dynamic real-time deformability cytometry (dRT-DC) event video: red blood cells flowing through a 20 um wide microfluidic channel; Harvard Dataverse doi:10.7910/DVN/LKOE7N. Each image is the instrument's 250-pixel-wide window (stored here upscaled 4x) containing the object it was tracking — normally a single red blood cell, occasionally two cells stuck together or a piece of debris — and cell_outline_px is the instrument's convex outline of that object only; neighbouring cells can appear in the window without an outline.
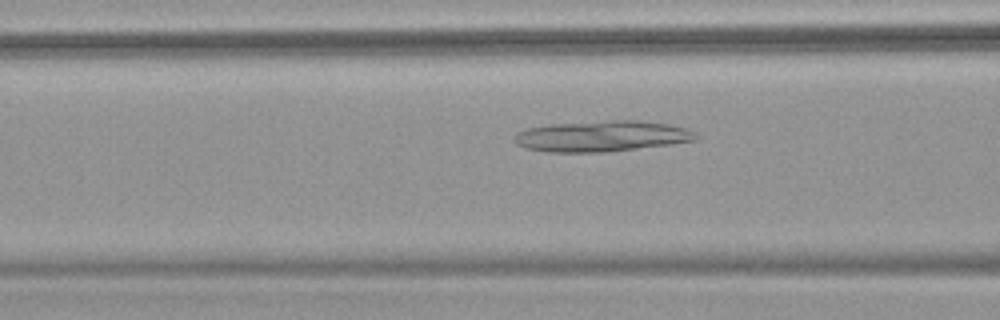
{"species": "common noctule bat (a hibernating species)", "species_latin": "Nyctalus noctula", "temperature_condition": "warm", "stored_images_in_passage": 53, "camera_frame_rate_fps": 3000, "um_per_image_px": 0.085, "animal": {"sex": "female", "body_mass_g": 18.4}, "frame": {"image": 1, "passage_image": 22, "time_ms": 7.0, "image_size_px": [1000, 320], "cell_outline_px": [[696, 140], [672, 144], [608, 152], [548, 152], [524, 148], [516, 144], [512, 140], [512, 136], [516, 132], [528, 128], [552, 124], [612, 120], [636, 120], [668, 124], [684, 128], [696, 132]], "centroid_in_image_um": [51.1, 11.58], "position_along_channel_um": 115.5, "area_um2": 32.77}}
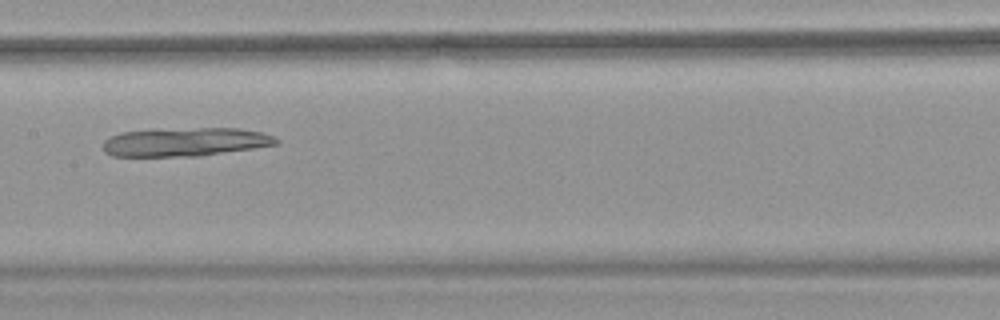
{"frame": {"image": 2, "passage_image": 28, "time_ms": 9.0, "image_size_px": [1000, 320], "cell_outline_px": [[280, 144], [200, 156], [112, 156], [104, 152], [104, 140], [120, 132], [200, 128], [240, 128], [264, 132], [280, 140]], "centroid_in_image_um": [15.81, 12.07], "position_along_channel_um": 191.6, "area_um2": 28.67}}
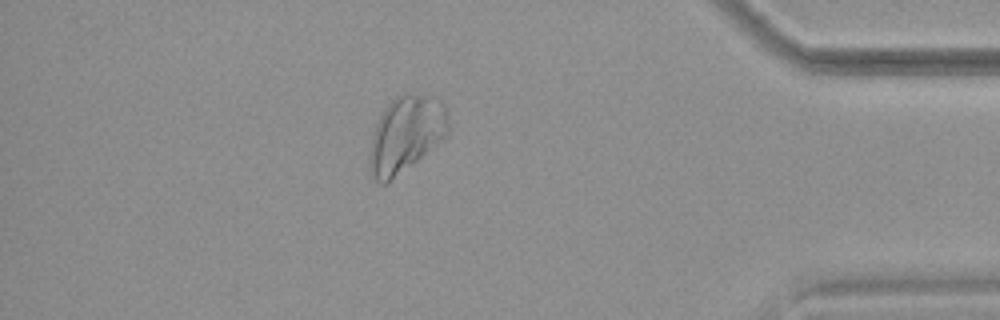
{"frame": {"image": 3, "passage_image": 47, "time_ms": 15.333, "image_size_px": [1000, 320], "cell_outline_px": [[448, 136], [388, 184], [380, 184], [368, 172], [368, 156], [372, 136], [376, 124], [384, 108], [396, 96], [404, 92], [412, 92], [436, 96], [444, 104], [448, 120]], "centroid_in_image_um": [34.49, 11.41], "position_along_channel_um": 400.7, "area_um2": 35.84}}